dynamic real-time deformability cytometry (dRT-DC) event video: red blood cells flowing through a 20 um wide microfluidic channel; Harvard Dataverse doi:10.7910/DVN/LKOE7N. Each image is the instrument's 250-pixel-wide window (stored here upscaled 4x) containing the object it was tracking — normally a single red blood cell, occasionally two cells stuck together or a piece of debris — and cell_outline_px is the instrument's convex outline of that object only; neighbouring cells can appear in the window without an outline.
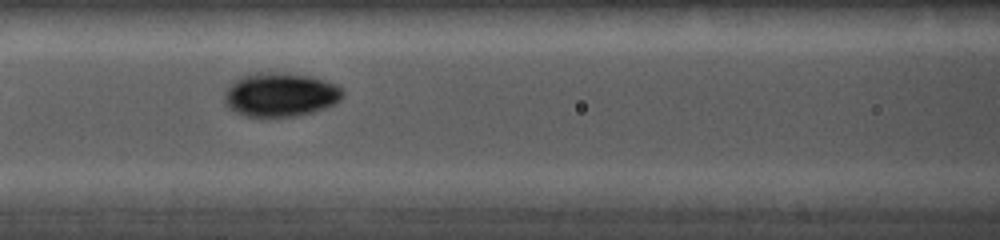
{"species": "common noctule bat (a hibernating species)", "species_latin": "Nyctalus noctula", "temperature_condition": "cold", "stored_images_in_passage": 34, "camera_frame_rate_fps": 5000, "um_per_image_px": 0.085, "animal": {"sex": "female", "body_mass_g": 19.0, "forearm_length_mm": 56.7}, "frame": {"image": 1, "passage_image": 6, "time_ms": 1.6, "image_size_px": [1000, 240], "cell_outline_px": [[344, 96], [336, 104], [312, 112], [296, 116], [244, 116], [228, 108], [224, 104], [224, 92], [240, 76], [252, 72], [268, 72], [312, 76], [336, 84], [344, 92]], "centroid_in_image_um": [23.82, 8.04], "position_along_channel_um": 142.8, "area_um2": 30.35}}
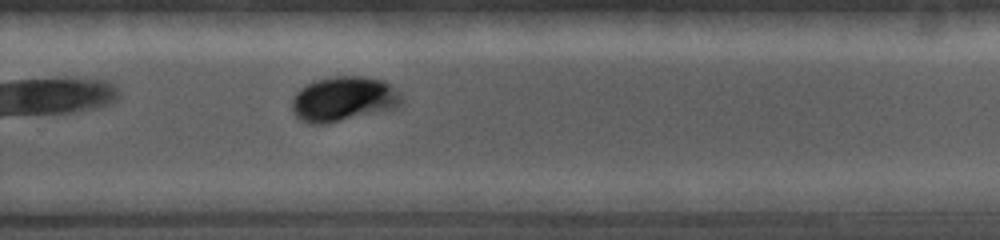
{"frame": {"image": 2, "passage_image": 20, "time_ms": 5.2, "image_size_px": [1000, 240], "cell_outline_px": [[404, 104], [396, 108], [324, 124], [308, 124], [300, 120], [292, 112], [292, 100], [296, 92], [300, 88], [316, 80], [336, 76], [364, 76], [384, 80], [400, 92], [404, 100]], "centroid_in_image_um": [29.23, 8.41], "position_along_channel_um": 300.6, "area_um2": 28.84}}